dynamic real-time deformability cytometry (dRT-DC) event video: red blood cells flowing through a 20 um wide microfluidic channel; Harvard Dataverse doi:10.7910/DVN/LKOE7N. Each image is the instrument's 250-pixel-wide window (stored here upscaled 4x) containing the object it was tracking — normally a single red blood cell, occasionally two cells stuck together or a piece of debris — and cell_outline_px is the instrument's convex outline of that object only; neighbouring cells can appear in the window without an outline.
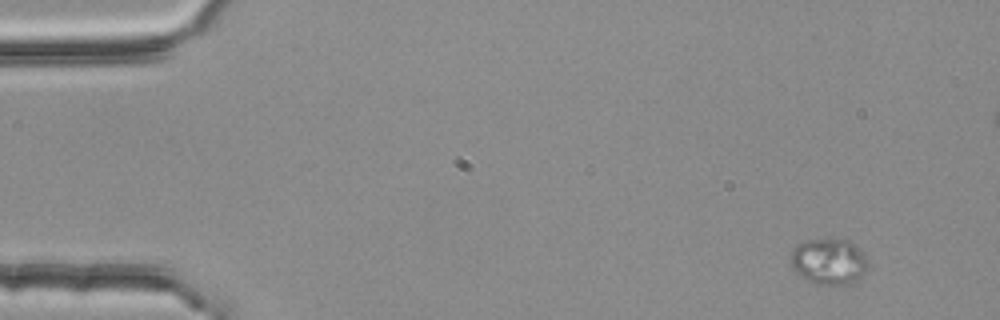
{"species": "common noctule bat (a hibernating species)", "species_latin": "Nyctalus noctula", "temperature_condition": "room temperature", "stored_images_in_passage": 5, "camera_frame_rate_fps": 3000, "um_per_image_px": 0.085, "animal": {"sex": "female", "body_mass_g": 25.1}, "frame": {"image": 1, "passage_image": 1, "time_ms": 0.0, "image_size_px": [1000, 320], "cell_outline_px": [[868, 272], [852, 284], [824, 284], [812, 280], [796, 272], [792, 264], [792, 252], [804, 240], [852, 240], [868, 260]], "centroid_in_image_um": [70.56, 22.22], "position_along_channel_um": 14.4, "area_um2": 20.23}}